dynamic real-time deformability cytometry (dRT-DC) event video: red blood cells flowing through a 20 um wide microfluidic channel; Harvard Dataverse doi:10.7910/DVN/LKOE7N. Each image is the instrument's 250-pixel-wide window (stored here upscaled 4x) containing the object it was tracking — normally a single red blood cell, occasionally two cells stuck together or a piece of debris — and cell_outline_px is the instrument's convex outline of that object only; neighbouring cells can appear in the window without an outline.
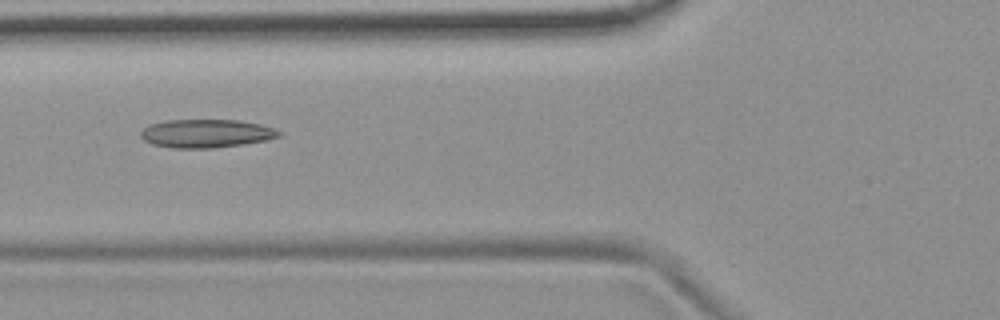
{"species": "common noctule bat (a hibernating species)", "species_latin": "Nyctalus noctula", "temperature_condition": "room temperature", "stored_images_in_passage": 8, "camera_frame_rate_fps": 3000, "um_per_image_px": 0.085, "animal": {"sex": "female", "body_mass_g": 19.9}, "frame": {"image": 1, "passage_image": 6, "time_ms": 5.667, "image_size_px": [1000, 320], "cell_outline_px": [[284, 132], [280, 136], [268, 140], [244, 144], [212, 148], [172, 148], [152, 144], [144, 140], [140, 136], [140, 132], [148, 124], [168, 120], [240, 120], [260, 124], [276, 128]], "centroid_in_image_um": [17.56, 11.34], "position_along_channel_um": 108.2, "area_um2": 23.12}}
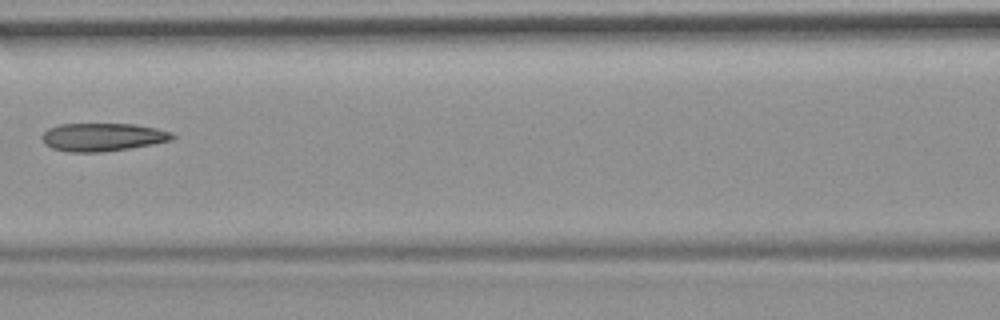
{"frame": {"image": 2, "passage_image": 7, "time_ms": 7.0, "image_size_px": [1000, 320], "cell_outline_px": [[176, 136], [172, 140], [152, 144], [104, 152], [68, 152], [52, 148], [44, 144], [40, 136], [48, 128], [60, 124], [136, 124], [156, 128], [172, 132]], "centroid_in_image_um": [8.7, 11.65], "position_along_channel_um": 157.9, "area_um2": 21.44}}